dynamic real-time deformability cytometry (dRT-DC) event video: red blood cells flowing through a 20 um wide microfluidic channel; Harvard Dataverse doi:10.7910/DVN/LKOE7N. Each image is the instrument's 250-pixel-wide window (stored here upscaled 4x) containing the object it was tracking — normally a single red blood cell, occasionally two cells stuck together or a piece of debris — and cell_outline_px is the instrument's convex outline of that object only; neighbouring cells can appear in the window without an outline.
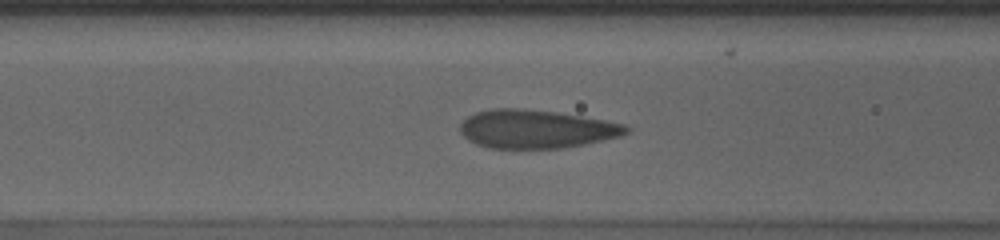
{"species": "human", "species_latin": "Homo sapiens", "temperature_condition": "cold", "stored_images_in_passage": 33, "camera_frame_rate_fps": 3000, "um_per_image_px": 0.085, "donor": {"sex": "male"}, "frame": {"image": 1, "passage_image": 9, "time_ms": 2.667, "image_size_px": [1000, 240], "cell_outline_px": [[632, 128], [628, 132], [620, 136], [604, 140], [584, 144], [560, 148], [488, 148], [476, 144], [468, 140], [460, 132], [460, 124], [468, 116], [476, 112], [492, 108], [516, 108], [556, 112], [604, 120], [624, 124]], "centroid_in_image_um": [45.56, 10.97], "position_along_channel_um": 121.0, "area_um2": 37.11}}
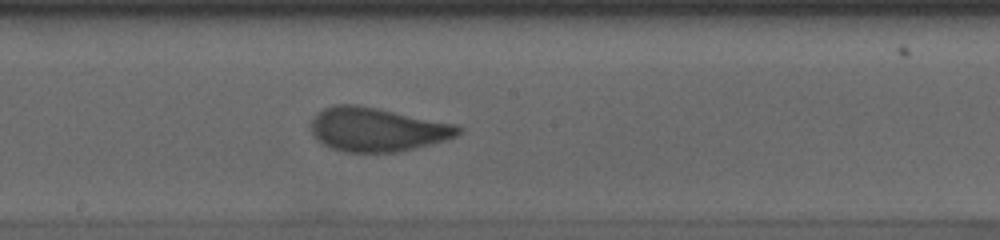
{"frame": {"image": 2, "passage_image": 17, "time_ms": 5.333, "image_size_px": [1000, 240], "cell_outline_px": [[464, 128], [456, 136], [448, 140], [400, 152], [344, 152], [332, 148], [316, 140], [312, 132], [312, 116], [324, 108], [336, 104], [356, 104], [380, 108], [456, 124]], "centroid_in_image_um": [32.08, 11.0], "position_along_channel_um": 216.1, "area_um2": 38.03}}
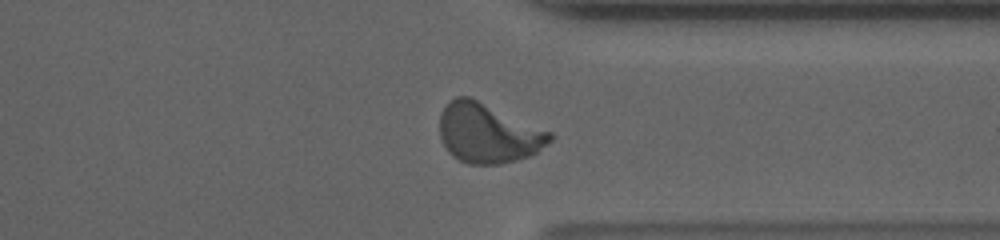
{"frame": {"image": 3, "passage_image": 30, "time_ms": 9.667, "image_size_px": [1000, 240], "cell_outline_px": [[552, 140], [536, 152], [528, 156], [516, 160], [500, 164], [468, 164], [452, 156], [448, 152], [440, 136], [440, 112], [456, 96], [472, 96], [552, 132]], "centroid_in_image_um": [41.48, 11.3], "position_along_channel_um": 369.9, "area_um2": 38.38}}